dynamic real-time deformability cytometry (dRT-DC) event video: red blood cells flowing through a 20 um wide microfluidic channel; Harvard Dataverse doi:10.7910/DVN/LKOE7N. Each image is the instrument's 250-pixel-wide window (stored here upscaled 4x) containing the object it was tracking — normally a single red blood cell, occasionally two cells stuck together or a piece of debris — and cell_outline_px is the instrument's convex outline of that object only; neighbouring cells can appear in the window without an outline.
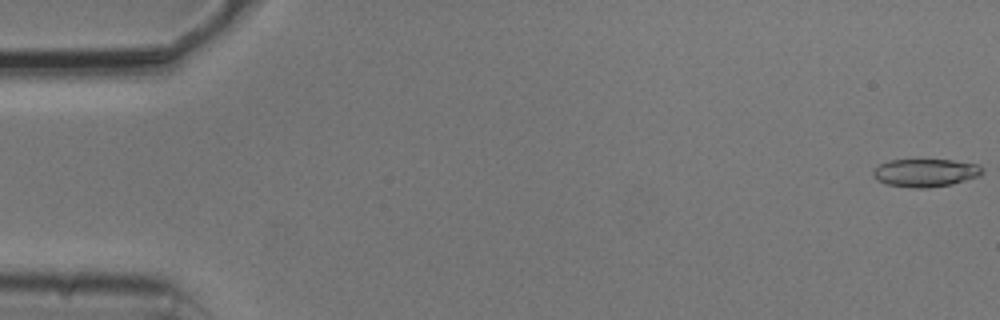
{"species": "common noctule bat (a hibernating species)", "species_latin": "Nyctalus noctula", "temperature_condition": "cold", "stored_images_in_passage": 47, "camera_frame_rate_fps": 3000, "um_per_image_px": 0.085, "animal": {"sex": "male", "body_mass_g": 20.5, "forearm_length_mm": 52.5}, "frame": {"image": 1, "passage_image": 1, "time_ms": 0.0, "image_size_px": [1000, 320], "cell_outline_px": [[984, 172], [980, 176], [952, 184], [928, 188], [912, 188], [884, 184], [876, 180], [872, 176], [872, 172], [880, 164], [888, 160], [952, 160], [980, 164], [984, 168]], "centroid_in_image_um": [78.68, 14.69], "position_along_channel_um": 6.3, "area_um2": 18.09}}
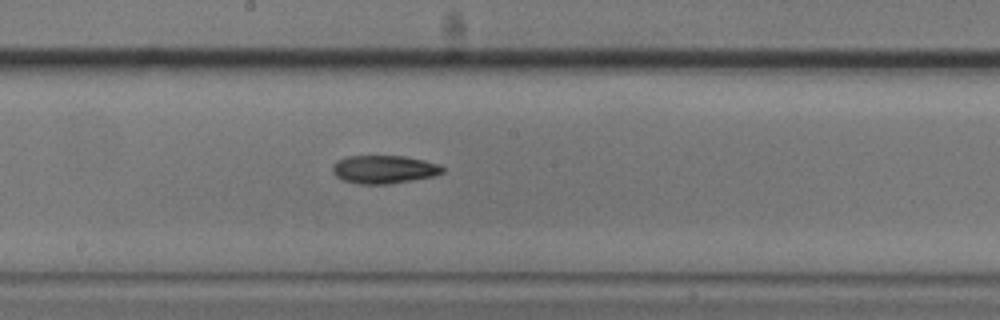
{"frame": {"image": 2, "passage_image": 29, "time_ms": 9.333, "image_size_px": [1000, 320], "cell_outline_px": [[444, 172], [432, 176], [412, 180], [388, 184], [360, 184], [344, 180], [336, 176], [332, 172], [332, 164], [336, 160], [348, 156], [404, 156], [424, 160], [440, 164], [444, 168]], "centroid_in_image_um": [32.62, 14.39], "position_along_channel_um": 215.6, "area_um2": 18.09}}
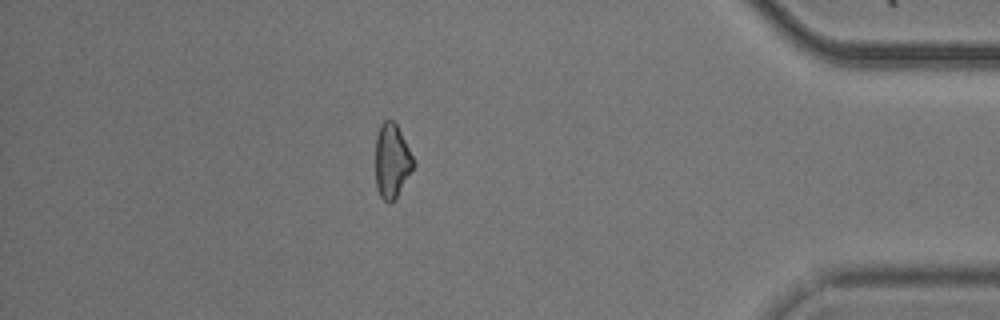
{"frame": {"image": 3, "passage_image": 47, "time_ms": 15.333, "image_size_px": [1000, 320], "cell_outline_px": [[416, 164], [396, 196], [388, 204], [380, 196], [376, 188], [376, 136], [380, 124], [384, 120], [392, 120], [396, 124]], "centroid_in_image_um": [33.29, 13.67], "position_along_channel_um": 401.9, "area_um2": 16.13}, "authors_computed_cell_mechanics": {"area_um2": 18.0914, "velocity_mm_per_s": 3.7833, "shape_relaxation_time_tau1_ms": 2.9015, "shape_relaxation_time_tau2_ms": null, "deformation_change_tau1": 0.1016, "deformation_change_tau2": null}}